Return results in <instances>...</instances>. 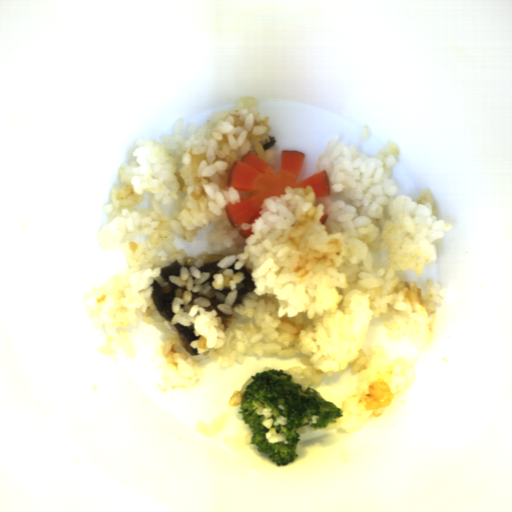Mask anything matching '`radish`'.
I'll return each mask as SVG.
<instances>
[{
    "mask_svg": "<svg viewBox=\"0 0 512 512\" xmlns=\"http://www.w3.org/2000/svg\"><path fill=\"white\" fill-rule=\"evenodd\" d=\"M252 228L250 227L248 230H243L241 228L240 232H239V235L241 238H243L244 240H247V238L250 236V235H253L254 232H252Z\"/></svg>",
    "mask_w": 512,
    "mask_h": 512,
    "instance_id": "radish-2",
    "label": "radish"
},
{
    "mask_svg": "<svg viewBox=\"0 0 512 512\" xmlns=\"http://www.w3.org/2000/svg\"><path fill=\"white\" fill-rule=\"evenodd\" d=\"M328 217H329V215H327L326 213L322 215V217L319 220L321 225L326 223V221L328 220Z\"/></svg>",
    "mask_w": 512,
    "mask_h": 512,
    "instance_id": "radish-3",
    "label": "radish"
},
{
    "mask_svg": "<svg viewBox=\"0 0 512 512\" xmlns=\"http://www.w3.org/2000/svg\"><path fill=\"white\" fill-rule=\"evenodd\" d=\"M305 153L281 151L280 169L275 172L251 150L240 160H235L226 181L227 188L249 192L251 195L238 203L225 204V214L235 227L253 224L260 216L262 203L273 196L286 195L287 187H312L315 199L331 193L327 171L317 172L298 181ZM298 181V182H297ZM281 198V197H280Z\"/></svg>",
    "mask_w": 512,
    "mask_h": 512,
    "instance_id": "radish-1",
    "label": "radish"
}]
</instances>
